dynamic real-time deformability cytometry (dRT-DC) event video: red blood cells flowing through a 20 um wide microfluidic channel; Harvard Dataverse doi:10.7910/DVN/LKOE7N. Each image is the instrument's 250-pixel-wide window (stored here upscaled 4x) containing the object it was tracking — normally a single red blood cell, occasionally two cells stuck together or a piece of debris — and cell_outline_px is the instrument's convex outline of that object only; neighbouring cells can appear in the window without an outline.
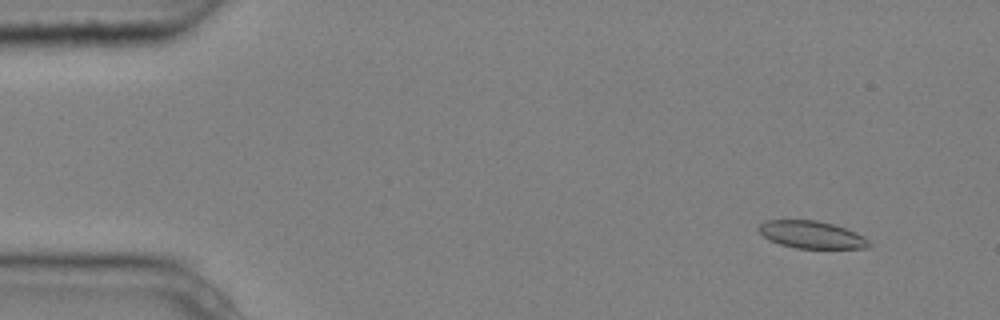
{"species": "common noctule bat (a hibernating species)", "species_latin": "Nyctalus noctula", "temperature_condition": "cold", "stored_images_in_passage": 4, "camera_frame_rate_fps": 3000, "um_per_image_px": 0.085, "animal": {"sex": "male", "body_mass_g": 20.4}, "frame": {"image": 1, "passage_image": 1, "time_ms": 0.0, "image_size_px": [1000, 320], "cell_outline_px": [[872, 244], [868, 248], [796, 248], [780, 244], [764, 236], [756, 228], [764, 220], [816, 220], [832, 224], [856, 232], [864, 236]], "centroid_in_image_um": [68.99, 19.94], "position_along_channel_um": 16.0, "area_um2": 17.51}}
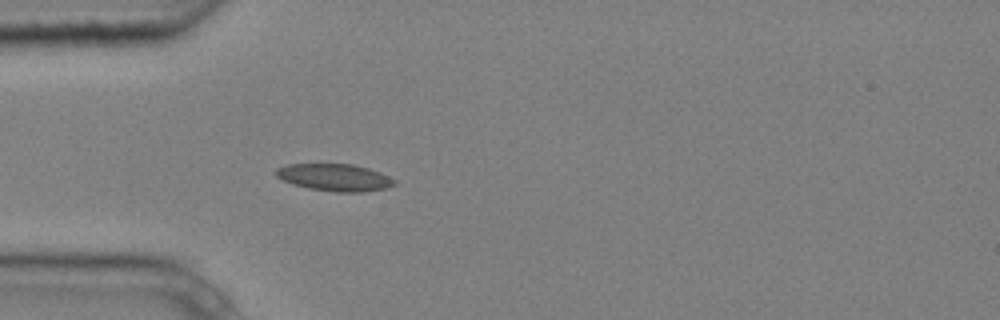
{"frame": {"image": 2, "passage_image": 4, "time_ms": 1.0, "image_size_px": [1000, 320], "cell_outline_px": [[396, 184], [388, 188], [364, 192], [336, 192], [308, 188], [292, 184], [276, 176], [276, 168], [288, 164], [352, 164], [368, 168], [380, 172], [396, 180]], "centroid_in_image_um": [28.48, 15.08], "position_along_channel_um": 56.5, "area_um2": 18.79}}